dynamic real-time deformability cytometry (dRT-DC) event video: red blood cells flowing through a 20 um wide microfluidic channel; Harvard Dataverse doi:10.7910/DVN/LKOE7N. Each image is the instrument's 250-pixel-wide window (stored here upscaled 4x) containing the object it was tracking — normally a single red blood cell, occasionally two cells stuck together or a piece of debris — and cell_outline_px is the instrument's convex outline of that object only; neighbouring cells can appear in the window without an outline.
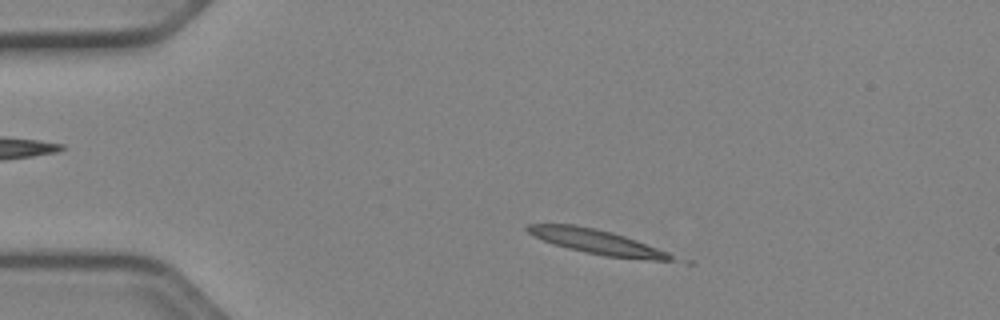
{"species": "Egyptian fruit bat (a non-hibernating species)", "species_latin": "Rousettus aegyptiacus", "temperature_condition": "cold", "stored_images_in_passage": 10, "camera_frame_rate_fps": 3000, "um_per_image_px": 0.085, "animal": {"sex": "female"}, "frame": {"image": 1, "passage_image": 6, "time_ms": 1.667, "image_size_px": [1000, 320], "cell_outline_px": [[696, 264], [688, 264], [604, 256], [584, 252], [552, 244], [528, 232], [524, 228], [528, 224], [572, 224], [596, 228], [612, 232], [636, 240], [692, 260]], "centroid_in_image_um": [51.15, 20.64], "position_along_channel_um": 33.9, "area_um2": 21.85}}